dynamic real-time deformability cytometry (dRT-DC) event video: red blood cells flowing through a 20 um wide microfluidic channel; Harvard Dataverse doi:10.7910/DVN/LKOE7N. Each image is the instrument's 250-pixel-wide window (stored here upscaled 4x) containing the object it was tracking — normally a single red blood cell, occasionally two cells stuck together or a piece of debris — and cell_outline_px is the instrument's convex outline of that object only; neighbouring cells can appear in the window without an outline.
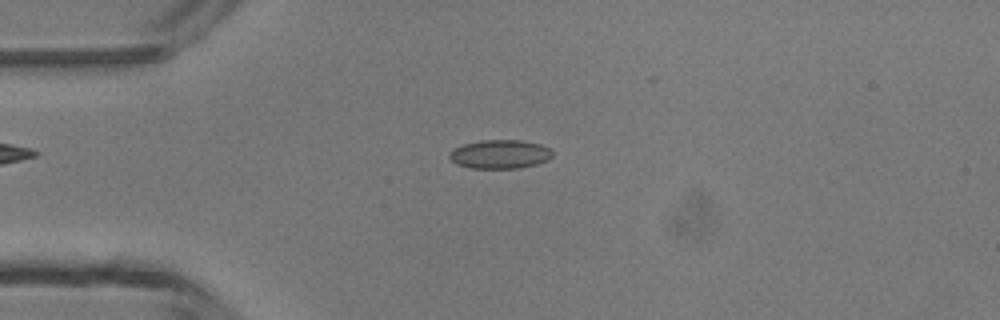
{"species": "common noctule bat (a hibernating species)", "species_latin": "Nyctalus noctula", "temperature_condition": "room temperature", "stored_images_in_passage": 5, "camera_frame_rate_fps": 3000, "um_per_image_px": 0.085, "animal": {"sex": "male", "body_mass_g": 13.3}, "frame": {"image": 1, "passage_image": 4, "time_ms": 3.667, "image_size_px": [1000, 320], "cell_outline_px": [[552, 156], [548, 160], [536, 164], [520, 168], [472, 168], [456, 164], [448, 156], [448, 152], [464, 144], [480, 140], [520, 140], [540, 144], [548, 148], [552, 152]], "centroid_in_image_um": [42.49, 13.11], "position_along_channel_um": 42.5, "area_um2": 17.22}}